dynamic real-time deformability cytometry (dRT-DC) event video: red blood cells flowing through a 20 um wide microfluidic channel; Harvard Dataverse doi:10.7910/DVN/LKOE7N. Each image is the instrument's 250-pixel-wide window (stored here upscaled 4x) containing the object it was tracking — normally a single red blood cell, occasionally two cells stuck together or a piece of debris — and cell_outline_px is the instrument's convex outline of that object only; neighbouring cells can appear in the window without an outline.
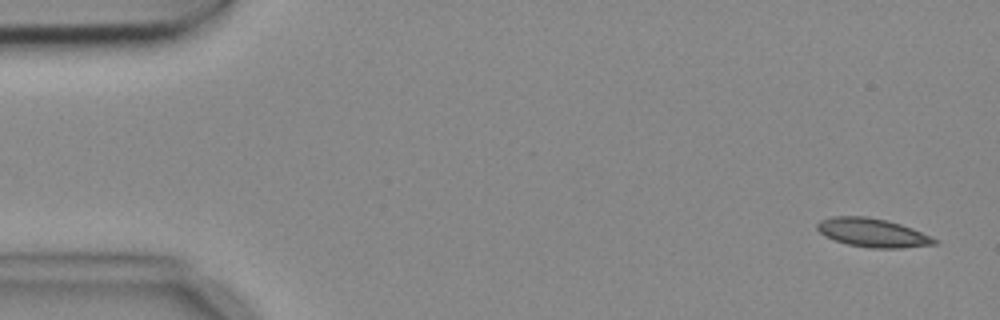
{"species": "common noctule bat (a hibernating species)", "species_latin": "Nyctalus noctula", "temperature_condition": "cold", "stored_images_in_passage": 6, "camera_frame_rate_fps": 3000, "um_per_image_px": 0.085, "animal": {"sex": "female", "body_mass_g": 18.4}, "frame": {"image": 1, "passage_image": 1, "time_ms": 0.0, "image_size_px": [1000, 320], "cell_outline_px": [[940, 240], [936, 244], [900, 248], [872, 248], [848, 244], [824, 236], [816, 228], [816, 224], [820, 220], [832, 216], [868, 216], [888, 220], [912, 228], [932, 236]], "centroid_in_image_um": [74.18, 19.77], "position_along_channel_um": 10.8, "area_um2": 19.71}}
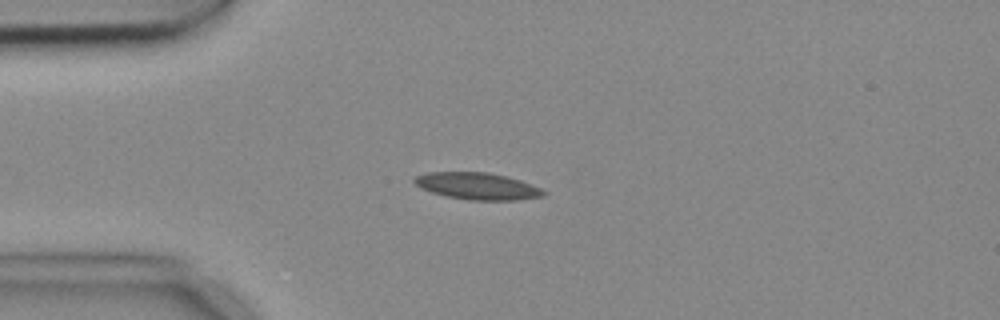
{"frame": {"image": 2, "passage_image": 4, "time_ms": 1.0, "image_size_px": [1000, 320], "cell_outline_px": [[548, 192], [544, 196], [516, 200], [468, 200], [448, 196], [432, 192], [420, 188], [412, 180], [416, 176], [428, 172], [488, 172], [508, 176], [532, 184]], "centroid_in_image_um": [40.61, 15.81], "position_along_channel_um": 44.4, "area_um2": 20.29}}